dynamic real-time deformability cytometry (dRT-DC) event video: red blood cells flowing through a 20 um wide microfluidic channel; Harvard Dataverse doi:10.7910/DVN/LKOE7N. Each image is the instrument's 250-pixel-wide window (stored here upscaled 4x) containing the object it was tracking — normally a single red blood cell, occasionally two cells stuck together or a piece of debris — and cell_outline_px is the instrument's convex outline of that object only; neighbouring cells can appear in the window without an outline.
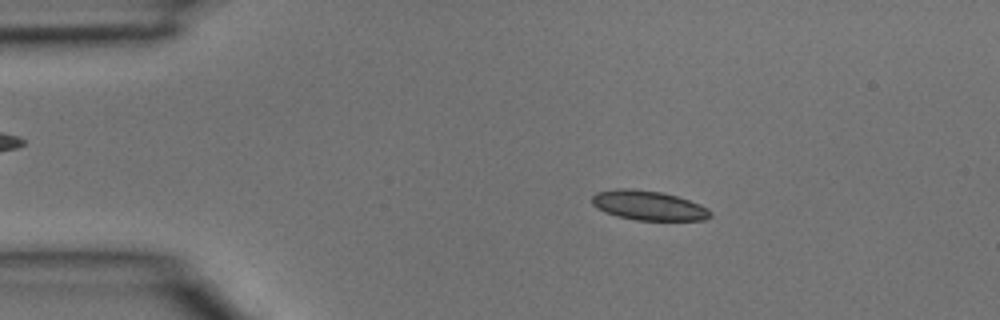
{"species": "common noctule bat (a hibernating species)", "species_latin": "Nyctalus noctula", "temperature_condition": "room temperature", "stored_images_in_passage": 3, "camera_frame_rate_fps": 3000, "um_per_image_px": 0.085, "animal": {"sex": "male", "body_mass_g": 15.6}, "frame": {"image": 1, "passage_image": 2, "time_ms": 0.333, "image_size_px": [1000, 320], "cell_outline_px": [[712, 216], [704, 220], [636, 220], [616, 216], [604, 212], [596, 208], [592, 204], [592, 196], [596, 192], [616, 188], [632, 188], [664, 192], [700, 204], [708, 208], [712, 212]], "centroid_in_image_um": [55.1, 17.46], "position_along_channel_um": 29.9, "area_um2": 20.63}}